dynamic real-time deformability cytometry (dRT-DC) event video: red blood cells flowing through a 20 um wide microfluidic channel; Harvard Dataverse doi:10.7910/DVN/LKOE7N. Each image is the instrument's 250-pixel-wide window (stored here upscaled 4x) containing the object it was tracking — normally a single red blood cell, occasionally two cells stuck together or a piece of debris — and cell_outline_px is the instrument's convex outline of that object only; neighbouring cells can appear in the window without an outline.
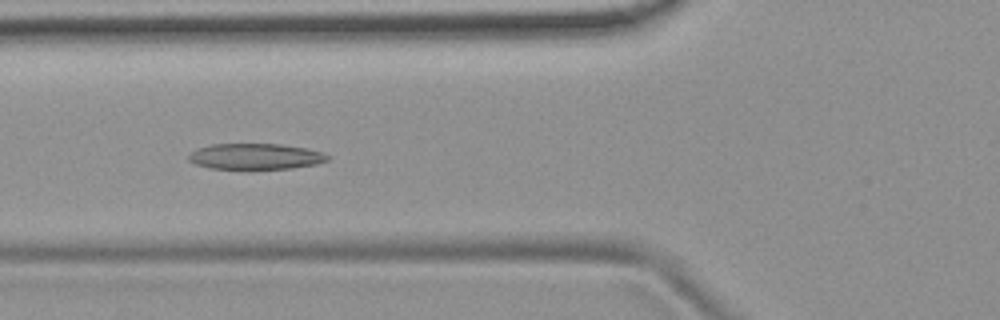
{"species": "common noctule bat (a hibernating species)", "species_latin": "Nyctalus noctula", "temperature_condition": "room temperature", "stored_images_in_passage": 9, "camera_frame_rate_fps": 3000, "um_per_image_px": 0.085, "animal": {"sex": "female", "body_mass_g": 19.9}, "frame": {"image": 1, "passage_image": 4, "time_ms": 1.0, "image_size_px": [1000, 320], "cell_outline_px": [[328, 160], [316, 164], [292, 168], [240, 172], [208, 168], [196, 164], [188, 160], [188, 156], [196, 148], [212, 144], [280, 144], [308, 148], [324, 152], [328, 156]], "centroid_in_image_um": [21.68, 13.34], "position_along_channel_um": 104.1, "area_um2": 22.02}}
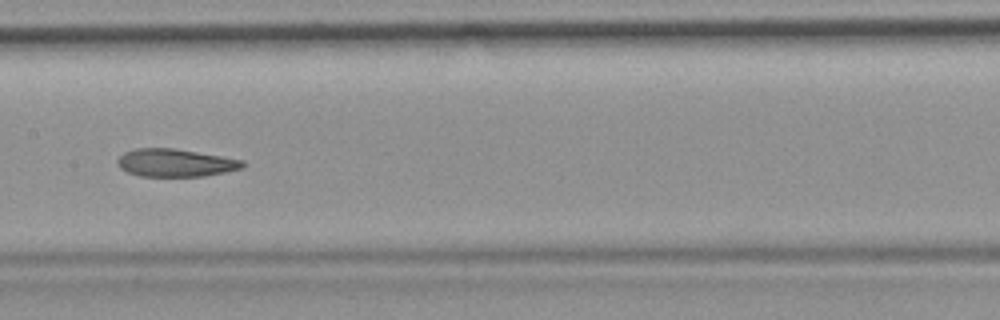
{"frame": {"image": 2, "passage_image": 6, "time_ms": 1.667, "image_size_px": [1000, 320], "cell_outline_px": [[244, 168], [204, 176], [140, 176], [128, 172], [120, 168], [116, 164], [116, 160], [124, 152], [136, 148], [172, 148], [244, 160]], "centroid_in_image_um": [14.88, 13.84], "position_along_channel_um": 192.5, "area_um2": 20.17}}
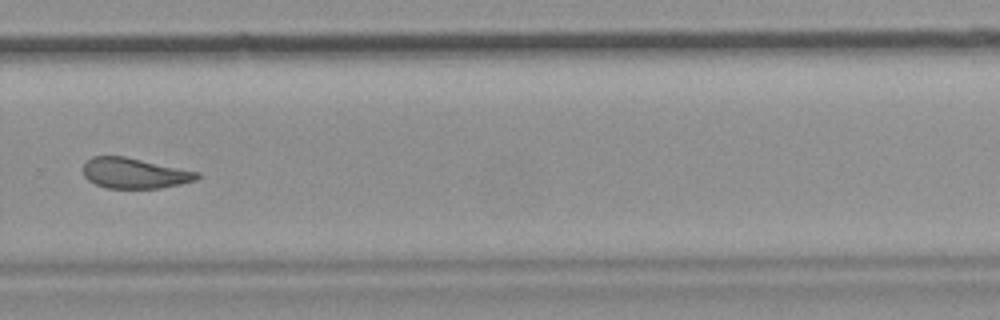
{"frame": {"image": 3, "passage_image": 9, "time_ms": 2.667, "image_size_px": [1000, 320], "cell_outline_px": [[200, 176], [196, 180], [180, 184], [160, 188], [108, 188], [96, 184], [88, 180], [84, 176], [80, 168], [92, 156], [124, 156], [200, 172]], "centroid_in_image_um": [11.41, 14.72], "position_along_channel_um": 318.4, "area_um2": 20.29}}